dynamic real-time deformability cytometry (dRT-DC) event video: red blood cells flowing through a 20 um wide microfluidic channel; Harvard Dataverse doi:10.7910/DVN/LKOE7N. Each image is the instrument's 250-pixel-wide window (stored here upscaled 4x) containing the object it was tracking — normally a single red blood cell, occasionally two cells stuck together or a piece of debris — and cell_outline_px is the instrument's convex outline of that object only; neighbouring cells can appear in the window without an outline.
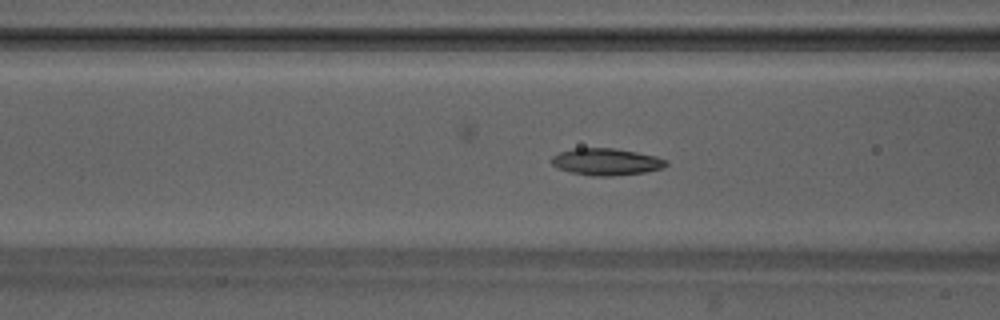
{"species": "Egyptian fruit bat (a non-hibernating species)", "species_latin": "Rousettus aegyptiacus", "temperature_condition": "warm", "stored_images_in_passage": 35, "camera_frame_rate_fps": 3000, "um_per_image_px": 0.085, "animal": {"sex": "male"}, "frame": {"image": 1, "passage_image": 19, "time_ms": 6.0, "image_size_px": [1000, 320], "cell_outline_px": [[668, 164], [664, 168], [644, 172], [612, 176], [592, 176], [572, 172], [556, 168], [548, 160], [552, 156], [560, 152], [572, 148], [612, 148], [636, 152], [656, 156], [668, 160]], "centroid_in_image_um": [51.51, 13.75], "position_along_channel_um": 115.1, "area_um2": 18.09}}
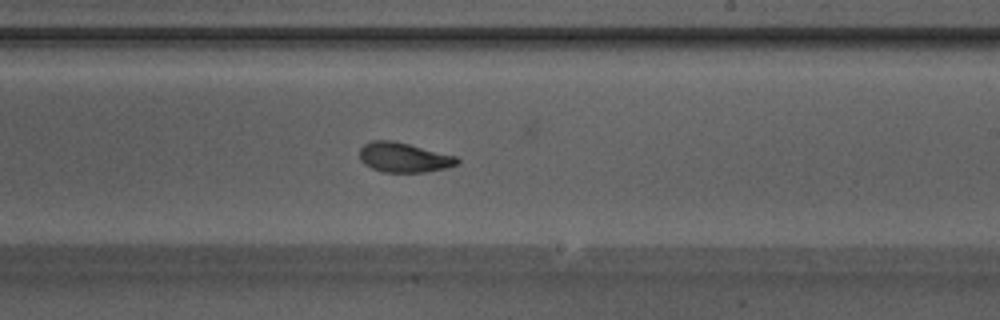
{"frame": {"image": 2, "passage_image": 29, "time_ms": 9.333, "image_size_px": [1000, 320], "cell_outline_px": [[460, 164], [448, 168], [424, 172], [384, 172], [372, 168], [364, 164], [360, 160], [360, 148], [364, 144], [372, 140], [392, 140], [456, 156], [460, 160]], "centroid_in_image_um": [34.34, 13.39], "position_along_channel_um": 254.7, "area_um2": 16.94}}
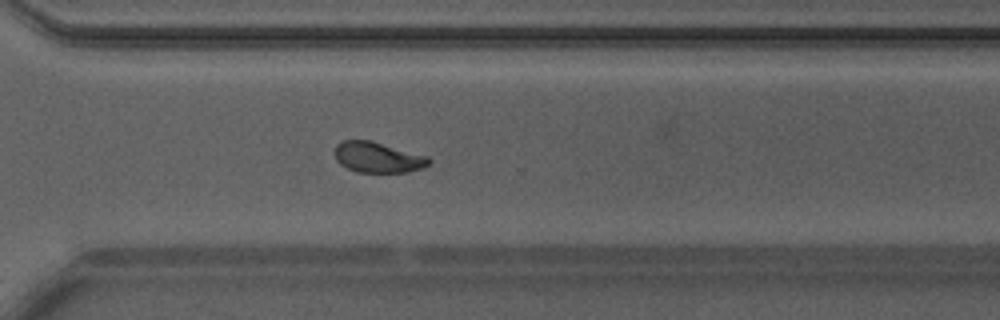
{"frame": {"image": 3, "passage_image": 35, "time_ms": 11.333, "image_size_px": [1000, 320], "cell_outline_px": [[432, 160], [424, 168], [408, 172], [356, 172], [340, 164], [336, 160], [336, 144], [340, 140], [368, 140], [428, 156]], "centroid_in_image_um": [32.12, 13.38], "position_along_channel_um": 338.5, "area_um2": 16.7}}